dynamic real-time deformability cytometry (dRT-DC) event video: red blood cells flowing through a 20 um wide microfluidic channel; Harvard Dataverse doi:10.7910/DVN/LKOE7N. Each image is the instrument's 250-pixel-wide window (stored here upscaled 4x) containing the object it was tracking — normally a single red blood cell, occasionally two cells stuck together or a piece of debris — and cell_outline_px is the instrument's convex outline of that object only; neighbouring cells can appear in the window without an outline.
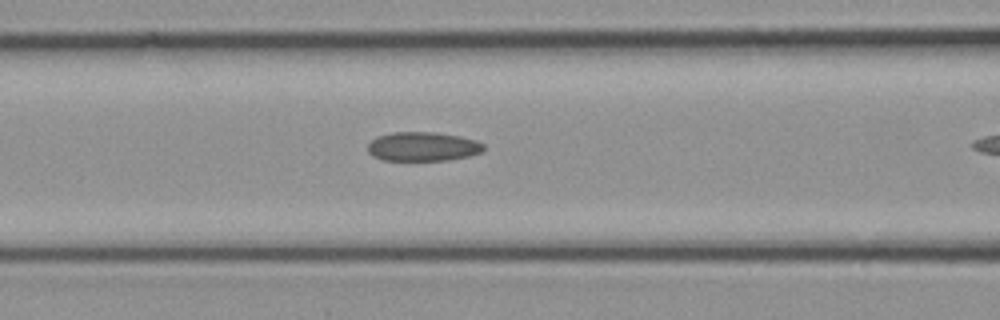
{"species": "common noctule bat (a hibernating species)", "species_latin": "Nyctalus noctula", "temperature_condition": "cold", "stored_images_in_passage": 5, "camera_frame_rate_fps": 3000, "um_per_image_px": 0.085, "animal": {"sex": "female", "body_mass_g": 21.9}, "frame": {"image": 1, "passage_image": 4, "time_ms": 1.0, "image_size_px": [1000, 320], "cell_outline_px": [[484, 148], [480, 152], [468, 156], [448, 160], [380, 160], [372, 156], [368, 152], [368, 144], [376, 136], [392, 132], [432, 132], [460, 136], [476, 140], [484, 144]], "centroid_in_image_um": [35.9, 12.45], "position_along_channel_um": 130.7, "area_um2": 19.71}}